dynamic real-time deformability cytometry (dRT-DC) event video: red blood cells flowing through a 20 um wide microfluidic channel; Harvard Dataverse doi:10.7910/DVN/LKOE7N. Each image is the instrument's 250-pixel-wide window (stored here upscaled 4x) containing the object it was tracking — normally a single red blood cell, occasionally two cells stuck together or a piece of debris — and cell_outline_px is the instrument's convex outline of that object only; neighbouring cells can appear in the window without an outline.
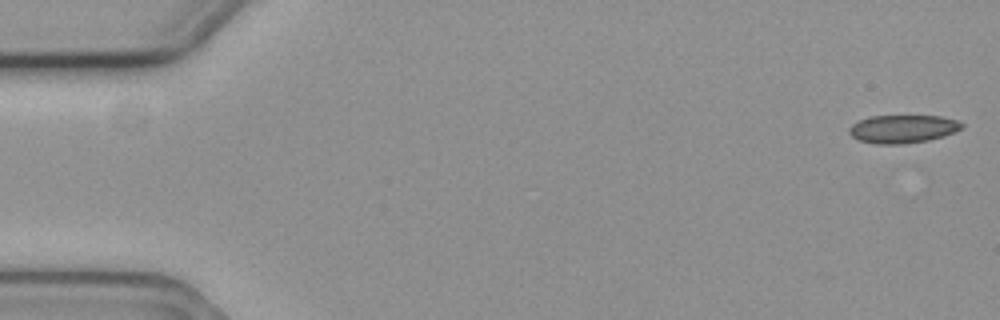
{"species": "common noctule bat (a hibernating species)", "species_latin": "Nyctalus noctula", "temperature_condition": "cold", "stored_images_in_passage": 3, "camera_frame_rate_fps": 3000, "um_per_image_px": 0.085, "animal": {"sex": "female", "body_mass_g": 19.3, "forearm_length_mm": 54.1}, "frame": {"image": 1, "passage_image": 1, "time_ms": 0.0, "image_size_px": [1000, 320], "cell_outline_px": [[964, 128], [956, 132], [944, 136], [928, 140], [904, 144], [876, 144], [860, 140], [852, 136], [848, 132], [848, 128], [852, 124], [868, 116], [940, 116], [956, 120], [964, 124]], "centroid_in_image_um": [76.75, 10.96], "position_along_channel_um": 8.2, "area_um2": 18.55}}